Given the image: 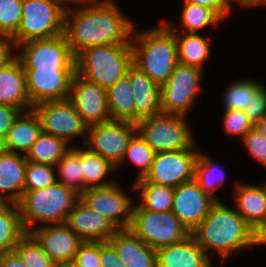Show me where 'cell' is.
I'll list each match as a JSON object with an SVG mask.
<instances>
[{
    "label": "cell",
    "mask_w": 266,
    "mask_h": 267,
    "mask_svg": "<svg viewBox=\"0 0 266 267\" xmlns=\"http://www.w3.org/2000/svg\"><path fill=\"white\" fill-rule=\"evenodd\" d=\"M135 28L113 0L65 10L64 36L74 56L92 46L131 44Z\"/></svg>",
    "instance_id": "1"
},
{
    "label": "cell",
    "mask_w": 266,
    "mask_h": 267,
    "mask_svg": "<svg viewBox=\"0 0 266 267\" xmlns=\"http://www.w3.org/2000/svg\"><path fill=\"white\" fill-rule=\"evenodd\" d=\"M189 235L202 247L211 259L212 253H218L221 264L242 248H252L266 242L234 209L228 208L222 201H216L206 218Z\"/></svg>",
    "instance_id": "2"
},
{
    "label": "cell",
    "mask_w": 266,
    "mask_h": 267,
    "mask_svg": "<svg viewBox=\"0 0 266 267\" xmlns=\"http://www.w3.org/2000/svg\"><path fill=\"white\" fill-rule=\"evenodd\" d=\"M133 64L161 86L178 64L175 33L161 24L151 29H136L132 39Z\"/></svg>",
    "instance_id": "3"
},
{
    "label": "cell",
    "mask_w": 266,
    "mask_h": 267,
    "mask_svg": "<svg viewBox=\"0 0 266 267\" xmlns=\"http://www.w3.org/2000/svg\"><path fill=\"white\" fill-rule=\"evenodd\" d=\"M78 200V193L58 181L44 189L24 191L17 202L24 231L29 233L37 222L65 223Z\"/></svg>",
    "instance_id": "4"
},
{
    "label": "cell",
    "mask_w": 266,
    "mask_h": 267,
    "mask_svg": "<svg viewBox=\"0 0 266 267\" xmlns=\"http://www.w3.org/2000/svg\"><path fill=\"white\" fill-rule=\"evenodd\" d=\"M132 64L131 44L92 46L75 56L76 73L106 90L124 77Z\"/></svg>",
    "instance_id": "5"
},
{
    "label": "cell",
    "mask_w": 266,
    "mask_h": 267,
    "mask_svg": "<svg viewBox=\"0 0 266 267\" xmlns=\"http://www.w3.org/2000/svg\"><path fill=\"white\" fill-rule=\"evenodd\" d=\"M137 132L157 153L196 149V139L185 116L160 113L136 123Z\"/></svg>",
    "instance_id": "6"
},
{
    "label": "cell",
    "mask_w": 266,
    "mask_h": 267,
    "mask_svg": "<svg viewBox=\"0 0 266 267\" xmlns=\"http://www.w3.org/2000/svg\"><path fill=\"white\" fill-rule=\"evenodd\" d=\"M65 8L56 0H23L22 18L16 34V45L64 34Z\"/></svg>",
    "instance_id": "7"
},
{
    "label": "cell",
    "mask_w": 266,
    "mask_h": 267,
    "mask_svg": "<svg viewBox=\"0 0 266 267\" xmlns=\"http://www.w3.org/2000/svg\"><path fill=\"white\" fill-rule=\"evenodd\" d=\"M149 247H160L183 241L189 231L172 212H152L134 205L128 228Z\"/></svg>",
    "instance_id": "8"
},
{
    "label": "cell",
    "mask_w": 266,
    "mask_h": 267,
    "mask_svg": "<svg viewBox=\"0 0 266 267\" xmlns=\"http://www.w3.org/2000/svg\"><path fill=\"white\" fill-rule=\"evenodd\" d=\"M202 76L201 68L178 63L169 79L160 86L162 113L188 117L197 101Z\"/></svg>",
    "instance_id": "9"
},
{
    "label": "cell",
    "mask_w": 266,
    "mask_h": 267,
    "mask_svg": "<svg viewBox=\"0 0 266 267\" xmlns=\"http://www.w3.org/2000/svg\"><path fill=\"white\" fill-rule=\"evenodd\" d=\"M17 58L24 69L76 70L75 56L64 34L17 45Z\"/></svg>",
    "instance_id": "10"
},
{
    "label": "cell",
    "mask_w": 266,
    "mask_h": 267,
    "mask_svg": "<svg viewBox=\"0 0 266 267\" xmlns=\"http://www.w3.org/2000/svg\"><path fill=\"white\" fill-rule=\"evenodd\" d=\"M32 110L39 118L43 133L58 137L67 144L79 136L85 137V142L88 125L69 99L42 102Z\"/></svg>",
    "instance_id": "11"
},
{
    "label": "cell",
    "mask_w": 266,
    "mask_h": 267,
    "mask_svg": "<svg viewBox=\"0 0 266 267\" xmlns=\"http://www.w3.org/2000/svg\"><path fill=\"white\" fill-rule=\"evenodd\" d=\"M136 123L111 120L88 126L84 147L118 166L133 135Z\"/></svg>",
    "instance_id": "12"
},
{
    "label": "cell",
    "mask_w": 266,
    "mask_h": 267,
    "mask_svg": "<svg viewBox=\"0 0 266 267\" xmlns=\"http://www.w3.org/2000/svg\"><path fill=\"white\" fill-rule=\"evenodd\" d=\"M119 183L104 187L87 188L79 199L91 210L98 212L118 229H128L133 213V200ZM133 205V206H132Z\"/></svg>",
    "instance_id": "13"
},
{
    "label": "cell",
    "mask_w": 266,
    "mask_h": 267,
    "mask_svg": "<svg viewBox=\"0 0 266 267\" xmlns=\"http://www.w3.org/2000/svg\"><path fill=\"white\" fill-rule=\"evenodd\" d=\"M196 149L157 152L150 171L144 178L134 182H149L172 188L194 179Z\"/></svg>",
    "instance_id": "14"
},
{
    "label": "cell",
    "mask_w": 266,
    "mask_h": 267,
    "mask_svg": "<svg viewBox=\"0 0 266 267\" xmlns=\"http://www.w3.org/2000/svg\"><path fill=\"white\" fill-rule=\"evenodd\" d=\"M26 91L33 106L69 99L71 82L76 70L24 69Z\"/></svg>",
    "instance_id": "15"
},
{
    "label": "cell",
    "mask_w": 266,
    "mask_h": 267,
    "mask_svg": "<svg viewBox=\"0 0 266 267\" xmlns=\"http://www.w3.org/2000/svg\"><path fill=\"white\" fill-rule=\"evenodd\" d=\"M69 100L88 126L111 121L106 89L77 73L72 78Z\"/></svg>",
    "instance_id": "16"
},
{
    "label": "cell",
    "mask_w": 266,
    "mask_h": 267,
    "mask_svg": "<svg viewBox=\"0 0 266 267\" xmlns=\"http://www.w3.org/2000/svg\"><path fill=\"white\" fill-rule=\"evenodd\" d=\"M216 202L193 179L174 188L172 212L181 224L191 232L207 216Z\"/></svg>",
    "instance_id": "17"
},
{
    "label": "cell",
    "mask_w": 266,
    "mask_h": 267,
    "mask_svg": "<svg viewBox=\"0 0 266 267\" xmlns=\"http://www.w3.org/2000/svg\"><path fill=\"white\" fill-rule=\"evenodd\" d=\"M29 233L54 263L73 261L79 246L84 242L65 223L41 224Z\"/></svg>",
    "instance_id": "18"
},
{
    "label": "cell",
    "mask_w": 266,
    "mask_h": 267,
    "mask_svg": "<svg viewBox=\"0 0 266 267\" xmlns=\"http://www.w3.org/2000/svg\"><path fill=\"white\" fill-rule=\"evenodd\" d=\"M65 224L84 242H108L118 231L110 220L88 208L80 199L68 213Z\"/></svg>",
    "instance_id": "19"
},
{
    "label": "cell",
    "mask_w": 266,
    "mask_h": 267,
    "mask_svg": "<svg viewBox=\"0 0 266 267\" xmlns=\"http://www.w3.org/2000/svg\"><path fill=\"white\" fill-rule=\"evenodd\" d=\"M234 208L266 242V190L263 185L235 184Z\"/></svg>",
    "instance_id": "20"
},
{
    "label": "cell",
    "mask_w": 266,
    "mask_h": 267,
    "mask_svg": "<svg viewBox=\"0 0 266 267\" xmlns=\"http://www.w3.org/2000/svg\"><path fill=\"white\" fill-rule=\"evenodd\" d=\"M24 154L0 150V203H17L24 192Z\"/></svg>",
    "instance_id": "21"
},
{
    "label": "cell",
    "mask_w": 266,
    "mask_h": 267,
    "mask_svg": "<svg viewBox=\"0 0 266 267\" xmlns=\"http://www.w3.org/2000/svg\"><path fill=\"white\" fill-rule=\"evenodd\" d=\"M127 75L133 89L135 123L162 113L160 86L134 64L128 68Z\"/></svg>",
    "instance_id": "22"
},
{
    "label": "cell",
    "mask_w": 266,
    "mask_h": 267,
    "mask_svg": "<svg viewBox=\"0 0 266 267\" xmlns=\"http://www.w3.org/2000/svg\"><path fill=\"white\" fill-rule=\"evenodd\" d=\"M108 242L114 247L125 267H157L156 250L129 229L118 230Z\"/></svg>",
    "instance_id": "23"
},
{
    "label": "cell",
    "mask_w": 266,
    "mask_h": 267,
    "mask_svg": "<svg viewBox=\"0 0 266 267\" xmlns=\"http://www.w3.org/2000/svg\"><path fill=\"white\" fill-rule=\"evenodd\" d=\"M157 267H212L211 260L189 235L183 241L156 250Z\"/></svg>",
    "instance_id": "24"
},
{
    "label": "cell",
    "mask_w": 266,
    "mask_h": 267,
    "mask_svg": "<svg viewBox=\"0 0 266 267\" xmlns=\"http://www.w3.org/2000/svg\"><path fill=\"white\" fill-rule=\"evenodd\" d=\"M0 104L19 108L23 112L32 110L26 91V73L18 58L0 69Z\"/></svg>",
    "instance_id": "25"
},
{
    "label": "cell",
    "mask_w": 266,
    "mask_h": 267,
    "mask_svg": "<svg viewBox=\"0 0 266 267\" xmlns=\"http://www.w3.org/2000/svg\"><path fill=\"white\" fill-rule=\"evenodd\" d=\"M41 133V124L35 112H22L1 142V149L25 155Z\"/></svg>",
    "instance_id": "26"
},
{
    "label": "cell",
    "mask_w": 266,
    "mask_h": 267,
    "mask_svg": "<svg viewBox=\"0 0 266 267\" xmlns=\"http://www.w3.org/2000/svg\"><path fill=\"white\" fill-rule=\"evenodd\" d=\"M165 24L175 33L178 63L196 66L204 70V64L211 56V38L205 39L203 35H200L199 33L184 32L181 37L180 35H177L178 28L174 26L175 24Z\"/></svg>",
    "instance_id": "27"
},
{
    "label": "cell",
    "mask_w": 266,
    "mask_h": 267,
    "mask_svg": "<svg viewBox=\"0 0 266 267\" xmlns=\"http://www.w3.org/2000/svg\"><path fill=\"white\" fill-rule=\"evenodd\" d=\"M111 120L135 123V105L130 78L126 74L106 90Z\"/></svg>",
    "instance_id": "28"
},
{
    "label": "cell",
    "mask_w": 266,
    "mask_h": 267,
    "mask_svg": "<svg viewBox=\"0 0 266 267\" xmlns=\"http://www.w3.org/2000/svg\"><path fill=\"white\" fill-rule=\"evenodd\" d=\"M116 171V166L100 155L82 147V176L84 191L91 187H104L113 184L114 179H109ZM107 176V177H106ZM108 178V179H106Z\"/></svg>",
    "instance_id": "29"
},
{
    "label": "cell",
    "mask_w": 266,
    "mask_h": 267,
    "mask_svg": "<svg viewBox=\"0 0 266 267\" xmlns=\"http://www.w3.org/2000/svg\"><path fill=\"white\" fill-rule=\"evenodd\" d=\"M133 191L140 192V208L152 212H170L173 206L174 188L149 182H133Z\"/></svg>",
    "instance_id": "30"
},
{
    "label": "cell",
    "mask_w": 266,
    "mask_h": 267,
    "mask_svg": "<svg viewBox=\"0 0 266 267\" xmlns=\"http://www.w3.org/2000/svg\"><path fill=\"white\" fill-rule=\"evenodd\" d=\"M25 233L17 203H0V254L13 251Z\"/></svg>",
    "instance_id": "31"
},
{
    "label": "cell",
    "mask_w": 266,
    "mask_h": 267,
    "mask_svg": "<svg viewBox=\"0 0 266 267\" xmlns=\"http://www.w3.org/2000/svg\"><path fill=\"white\" fill-rule=\"evenodd\" d=\"M57 181L79 195L84 192L82 148L71 146L56 164Z\"/></svg>",
    "instance_id": "32"
},
{
    "label": "cell",
    "mask_w": 266,
    "mask_h": 267,
    "mask_svg": "<svg viewBox=\"0 0 266 267\" xmlns=\"http://www.w3.org/2000/svg\"><path fill=\"white\" fill-rule=\"evenodd\" d=\"M70 148L64 140L41 133L25 154L27 161L56 166Z\"/></svg>",
    "instance_id": "33"
},
{
    "label": "cell",
    "mask_w": 266,
    "mask_h": 267,
    "mask_svg": "<svg viewBox=\"0 0 266 267\" xmlns=\"http://www.w3.org/2000/svg\"><path fill=\"white\" fill-rule=\"evenodd\" d=\"M225 178L224 170L218 167V164L213 162L208 154L198 152L194 180L204 192L216 201H220V199L215 195V192L223 185Z\"/></svg>",
    "instance_id": "34"
},
{
    "label": "cell",
    "mask_w": 266,
    "mask_h": 267,
    "mask_svg": "<svg viewBox=\"0 0 266 267\" xmlns=\"http://www.w3.org/2000/svg\"><path fill=\"white\" fill-rule=\"evenodd\" d=\"M264 85L254 79L236 80L226 88L223 99L224 110H245L254 95Z\"/></svg>",
    "instance_id": "35"
},
{
    "label": "cell",
    "mask_w": 266,
    "mask_h": 267,
    "mask_svg": "<svg viewBox=\"0 0 266 267\" xmlns=\"http://www.w3.org/2000/svg\"><path fill=\"white\" fill-rule=\"evenodd\" d=\"M180 15L184 33H198L206 27L217 26L222 21L213 10L188 2L183 3Z\"/></svg>",
    "instance_id": "36"
},
{
    "label": "cell",
    "mask_w": 266,
    "mask_h": 267,
    "mask_svg": "<svg viewBox=\"0 0 266 267\" xmlns=\"http://www.w3.org/2000/svg\"><path fill=\"white\" fill-rule=\"evenodd\" d=\"M155 154L156 152L136 132L129 141L126 152L116 170L129 160L131 164L139 167L135 181L142 179L150 171Z\"/></svg>",
    "instance_id": "37"
},
{
    "label": "cell",
    "mask_w": 266,
    "mask_h": 267,
    "mask_svg": "<svg viewBox=\"0 0 266 267\" xmlns=\"http://www.w3.org/2000/svg\"><path fill=\"white\" fill-rule=\"evenodd\" d=\"M14 251L27 267H53L54 262L30 234L25 233L14 247Z\"/></svg>",
    "instance_id": "38"
},
{
    "label": "cell",
    "mask_w": 266,
    "mask_h": 267,
    "mask_svg": "<svg viewBox=\"0 0 266 267\" xmlns=\"http://www.w3.org/2000/svg\"><path fill=\"white\" fill-rule=\"evenodd\" d=\"M57 182L56 167L27 161L24 191L44 189Z\"/></svg>",
    "instance_id": "39"
},
{
    "label": "cell",
    "mask_w": 266,
    "mask_h": 267,
    "mask_svg": "<svg viewBox=\"0 0 266 267\" xmlns=\"http://www.w3.org/2000/svg\"><path fill=\"white\" fill-rule=\"evenodd\" d=\"M23 0H0V37L12 38L22 18Z\"/></svg>",
    "instance_id": "40"
},
{
    "label": "cell",
    "mask_w": 266,
    "mask_h": 267,
    "mask_svg": "<svg viewBox=\"0 0 266 267\" xmlns=\"http://www.w3.org/2000/svg\"><path fill=\"white\" fill-rule=\"evenodd\" d=\"M223 128L228 136H238L241 140L254 127L243 110H223Z\"/></svg>",
    "instance_id": "41"
},
{
    "label": "cell",
    "mask_w": 266,
    "mask_h": 267,
    "mask_svg": "<svg viewBox=\"0 0 266 267\" xmlns=\"http://www.w3.org/2000/svg\"><path fill=\"white\" fill-rule=\"evenodd\" d=\"M242 141L249 154L266 167V136L254 126Z\"/></svg>",
    "instance_id": "42"
},
{
    "label": "cell",
    "mask_w": 266,
    "mask_h": 267,
    "mask_svg": "<svg viewBox=\"0 0 266 267\" xmlns=\"http://www.w3.org/2000/svg\"><path fill=\"white\" fill-rule=\"evenodd\" d=\"M73 262L77 267H101L100 242H83L79 246Z\"/></svg>",
    "instance_id": "43"
},
{
    "label": "cell",
    "mask_w": 266,
    "mask_h": 267,
    "mask_svg": "<svg viewBox=\"0 0 266 267\" xmlns=\"http://www.w3.org/2000/svg\"><path fill=\"white\" fill-rule=\"evenodd\" d=\"M245 113L253 126L266 115V86L264 85L251 99Z\"/></svg>",
    "instance_id": "44"
},
{
    "label": "cell",
    "mask_w": 266,
    "mask_h": 267,
    "mask_svg": "<svg viewBox=\"0 0 266 267\" xmlns=\"http://www.w3.org/2000/svg\"><path fill=\"white\" fill-rule=\"evenodd\" d=\"M22 112L19 108L0 104V143L4 140L8 130Z\"/></svg>",
    "instance_id": "45"
},
{
    "label": "cell",
    "mask_w": 266,
    "mask_h": 267,
    "mask_svg": "<svg viewBox=\"0 0 266 267\" xmlns=\"http://www.w3.org/2000/svg\"><path fill=\"white\" fill-rule=\"evenodd\" d=\"M191 4L201 5L213 10L222 20L226 19L231 13V3L229 0H184Z\"/></svg>",
    "instance_id": "46"
},
{
    "label": "cell",
    "mask_w": 266,
    "mask_h": 267,
    "mask_svg": "<svg viewBox=\"0 0 266 267\" xmlns=\"http://www.w3.org/2000/svg\"><path fill=\"white\" fill-rule=\"evenodd\" d=\"M100 263L101 267H125L109 242H100Z\"/></svg>",
    "instance_id": "47"
},
{
    "label": "cell",
    "mask_w": 266,
    "mask_h": 267,
    "mask_svg": "<svg viewBox=\"0 0 266 267\" xmlns=\"http://www.w3.org/2000/svg\"><path fill=\"white\" fill-rule=\"evenodd\" d=\"M17 48L16 43L9 37H0V69L8 66L17 58L13 50Z\"/></svg>",
    "instance_id": "48"
},
{
    "label": "cell",
    "mask_w": 266,
    "mask_h": 267,
    "mask_svg": "<svg viewBox=\"0 0 266 267\" xmlns=\"http://www.w3.org/2000/svg\"><path fill=\"white\" fill-rule=\"evenodd\" d=\"M0 267H27L13 250L0 254Z\"/></svg>",
    "instance_id": "49"
},
{
    "label": "cell",
    "mask_w": 266,
    "mask_h": 267,
    "mask_svg": "<svg viewBox=\"0 0 266 267\" xmlns=\"http://www.w3.org/2000/svg\"><path fill=\"white\" fill-rule=\"evenodd\" d=\"M63 8L67 9L66 8V4H75L77 5V7L80 6H84L86 4H92V3H96V2H99L101 0H56ZM65 4V5H64Z\"/></svg>",
    "instance_id": "50"
},
{
    "label": "cell",
    "mask_w": 266,
    "mask_h": 267,
    "mask_svg": "<svg viewBox=\"0 0 266 267\" xmlns=\"http://www.w3.org/2000/svg\"><path fill=\"white\" fill-rule=\"evenodd\" d=\"M266 0H243V7H256L262 6Z\"/></svg>",
    "instance_id": "51"
},
{
    "label": "cell",
    "mask_w": 266,
    "mask_h": 267,
    "mask_svg": "<svg viewBox=\"0 0 266 267\" xmlns=\"http://www.w3.org/2000/svg\"><path fill=\"white\" fill-rule=\"evenodd\" d=\"M255 127L266 136V115L257 123Z\"/></svg>",
    "instance_id": "52"
},
{
    "label": "cell",
    "mask_w": 266,
    "mask_h": 267,
    "mask_svg": "<svg viewBox=\"0 0 266 267\" xmlns=\"http://www.w3.org/2000/svg\"><path fill=\"white\" fill-rule=\"evenodd\" d=\"M53 267H77L73 261L69 262H55Z\"/></svg>",
    "instance_id": "53"
},
{
    "label": "cell",
    "mask_w": 266,
    "mask_h": 267,
    "mask_svg": "<svg viewBox=\"0 0 266 267\" xmlns=\"http://www.w3.org/2000/svg\"><path fill=\"white\" fill-rule=\"evenodd\" d=\"M230 2H236L237 4H239L240 6H243V0H229Z\"/></svg>",
    "instance_id": "54"
},
{
    "label": "cell",
    "mask_w": 266,
    "mask_h": 267,
    "mask_svg": "<svg viewBox=\"0 0 266 267\" xmlns=\"http://www.w3.org/2000/svg\"><path fill=\"white\" fill-rule=\"evenodd\" d=\"M262 185L264 186V188H265V190H266V181H265V183H264V184L262 183Z\"/></svg>",
    "instance_id": "55"
}]
</instances>
